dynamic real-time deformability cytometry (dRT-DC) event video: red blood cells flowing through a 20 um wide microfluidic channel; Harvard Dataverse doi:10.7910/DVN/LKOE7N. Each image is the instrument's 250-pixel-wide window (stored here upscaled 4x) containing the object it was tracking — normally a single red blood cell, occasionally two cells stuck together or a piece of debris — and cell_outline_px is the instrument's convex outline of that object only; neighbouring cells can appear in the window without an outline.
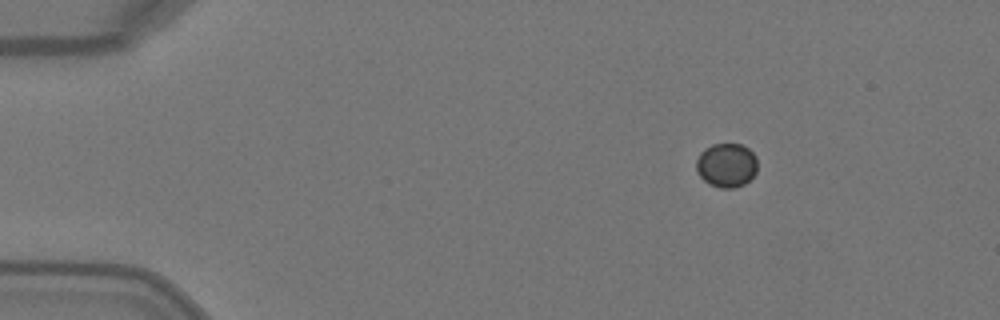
{"species": "Egyptian fruit bat (a non-hibernating species)", "species_latin": "Rousettus aegyptiacus", "temperature_condition": "warm", "stored_images_in_passage": 4, "camera_frame_rate_fps": 3000, "um_per_image_px": 0.085, "animal": {"sex": "female"}, "frame": {"image": 1, "passage_image": 2, "time_ms": 0.333, "image_size_px": [1000, 320], "cell_outline_px": [[756, 172], [744, 184], [732, 188], [720, 188], [708, 184], [696, 172], [696, 160], [700, 152], [704, 148], [712, 144], [740, 144], [748, 148], [756, 156]], "centroid_in_image_um": [61.72, 14.04], "position_along_channel_um": 23.3, "area_um2": 15.78}}
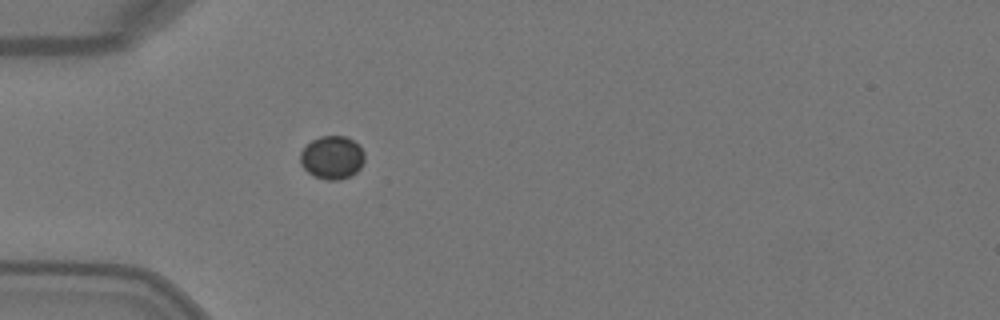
{"frame": {"image": 2, "passage_image": 4, "time_ms": 1.0, "image_size_px": [1000, 320], "cell_outline_px": [[364, 160], [360, 168], [356, 172], [348, 176], [336, 180], [328, 180], [312, 176], [300, 164], [300, 152], [312, 140], [320, 136], [344, 136], [352, 140], [364, 152]], "centroid_in_image_um": [28.2, 13.39], "position_along_channel_um": 56.8, "area_um2": 16.01}}